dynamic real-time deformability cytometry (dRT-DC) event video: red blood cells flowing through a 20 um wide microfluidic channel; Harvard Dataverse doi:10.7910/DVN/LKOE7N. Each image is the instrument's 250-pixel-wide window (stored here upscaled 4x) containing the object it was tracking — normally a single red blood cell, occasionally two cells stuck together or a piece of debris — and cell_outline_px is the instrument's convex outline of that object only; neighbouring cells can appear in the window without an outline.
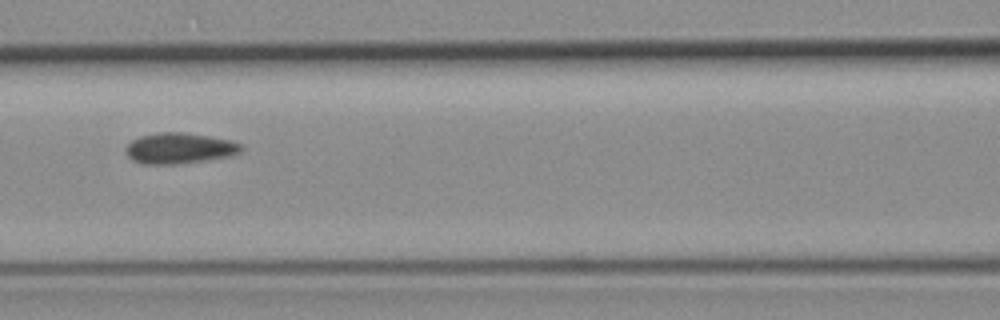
{"species": "common noctule bat (a hibernating species)", "species_latin": "Nyctalus noctula", "temperature_condition": "room temperature", "stored_images_in_passage": 8, "camera_frame_rate_fps": 3000, "um_per_image_px": 0.085, "animal": {"sex": "female", "body_mass_g": 19.3, "forearm_length_mm": 54.1}, "frame": {"image": 1, "passage_image": 7, "time_ms": 8.0, "image_size_px": [1000, 320], "cell_outline_px": [[244, 148], [240, 152], [232, 156], [208, 160], [176, 164], [144, 164], [132, 160], [128, 156], [124, 148], [132, 140], [140, 136], [156, 132], [184, 132], [232, 140], [240, 144]], "centroid_in_image_um": [15.26, 12.6], "position_along_channel_um": 151.3, "area_um2": 20.92}}
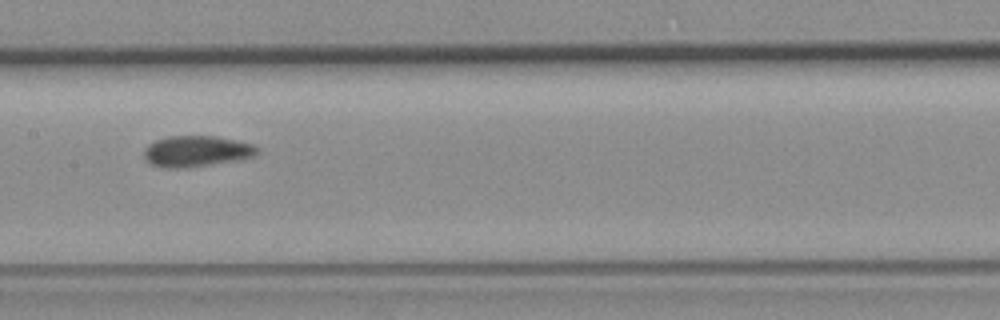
{"frame": {"image": 2, "passage_image": 8, "time_ms": 9.0, "image_size_px": [1000, 320], "cell_outline_px": [[260, 152], [256, 156], [240, 160], [188, 168], [164, 168], [152, 164], [144, 156], [144, 148], [148, 144], [156, 140], [168, 136], [216, 136], [252, 144], [260, 148]], "centroid_in_image_um": [16.74, 12.86], "position_along_channel_um": 190.7, "area_um2": 20.69}}